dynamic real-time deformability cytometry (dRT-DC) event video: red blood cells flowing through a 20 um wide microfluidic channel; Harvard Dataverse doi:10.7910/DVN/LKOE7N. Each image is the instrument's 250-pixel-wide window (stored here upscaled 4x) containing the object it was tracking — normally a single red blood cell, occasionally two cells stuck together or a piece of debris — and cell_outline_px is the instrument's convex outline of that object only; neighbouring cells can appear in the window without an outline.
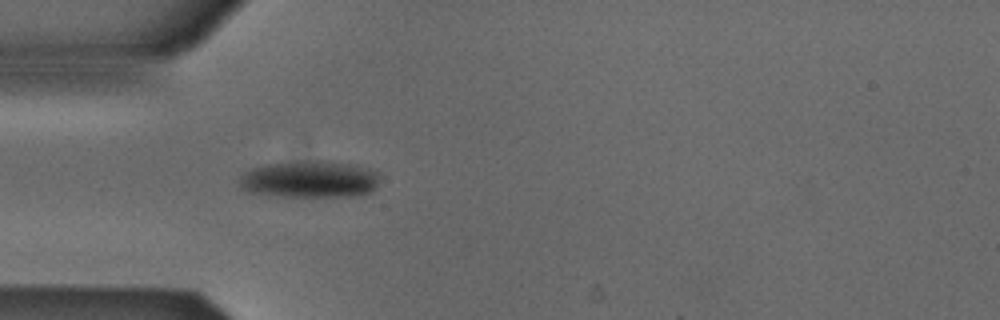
{"species": "Egyptian fruit bat (a non-hibernating species)", "species_latin": "Rousettus aegyptiacus", "temperature_condition": "cold", "stored_images_in_passage": 5, "camera_frame_rate_fps": 3000, "um_per_image_px": 0.085, "animal": {"sex": "male"}, "frame": {"image": 1, "passage_image": 5, "time_ms": 1.333, "image_size_px": [1000, 320], "cell_outline_px": [[380, 172], [376, 184], [372, 192], [360, 196], [276, 196], [248, 192], [240, 188], [240, 176], [244, 172], [252, 168], [268, 164], [316, 160], [320, 160], [352, 164]], "centroid_in_image_um": [26.33, 15.25], "position_along_channel_um": 58.7, "area_um2": 30.29}}